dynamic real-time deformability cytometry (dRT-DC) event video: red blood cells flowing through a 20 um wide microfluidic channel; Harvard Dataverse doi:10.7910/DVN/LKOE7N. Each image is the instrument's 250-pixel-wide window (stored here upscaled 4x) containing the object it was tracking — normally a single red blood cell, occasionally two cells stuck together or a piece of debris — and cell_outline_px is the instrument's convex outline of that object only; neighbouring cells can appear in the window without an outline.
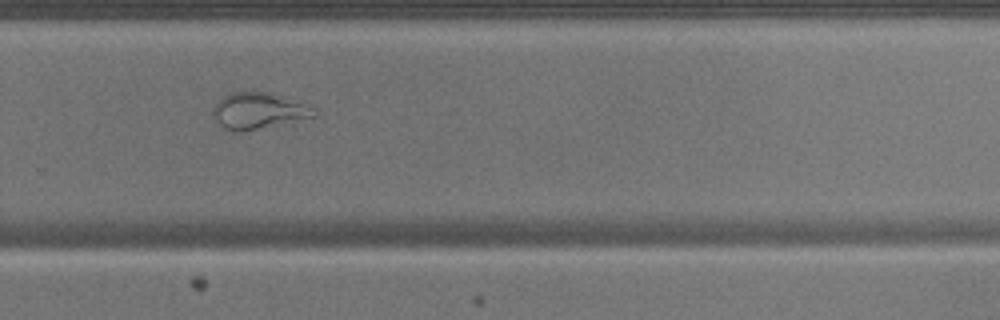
{"species": "common noctule bat (a hibernating species)", "species_latin": "Nyctalus noctula", "temperature_condition": "warm", "stored_images_in_passage": 39, "camera_frame_rate_fps": 3000, "um_per_image_px": 0.085, "animal": {"sex": "male", "body_mass_g": 17.9}, "frame": {"image": 1, "passage_image": 23, "time_ms": 7.333, "image_size_px": [1000, 320], "cell_outline_px": [[316, 116], [244, 132], [224, 128], [216, 120], [212, 112], [212, 108], [224, 96], [232, 92], [268, 92], [316, 108]], "centroid_in_image_um": [21.96, 9.42], "position_along_channel_um": 307.8, "area_um2": 20.92}}
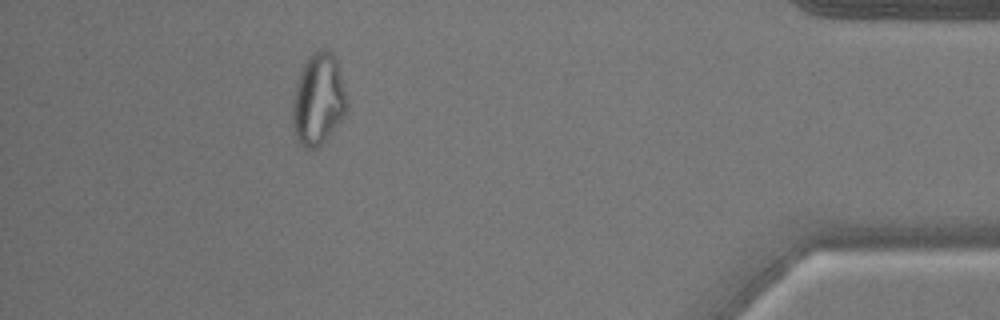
{"frame": {"image": 2, "passage_image": 34, "time_ms": 11.0, "image_size_px": [1000, 320], "cell_outline_px": [[348, 108], [344, 116], [324, 140], [312, 152], [304, 148], [296, 140], [292, 124], [292, 100], [296, 84], [300, 72], [308, 56], [316, 48], [324, 48], [332, 52], [336, 60], [348, 104]], "centroid_in_image_um": [27.02, 8.46], "position_along_channel_um": 408.2, "area_um2": 29.19}}